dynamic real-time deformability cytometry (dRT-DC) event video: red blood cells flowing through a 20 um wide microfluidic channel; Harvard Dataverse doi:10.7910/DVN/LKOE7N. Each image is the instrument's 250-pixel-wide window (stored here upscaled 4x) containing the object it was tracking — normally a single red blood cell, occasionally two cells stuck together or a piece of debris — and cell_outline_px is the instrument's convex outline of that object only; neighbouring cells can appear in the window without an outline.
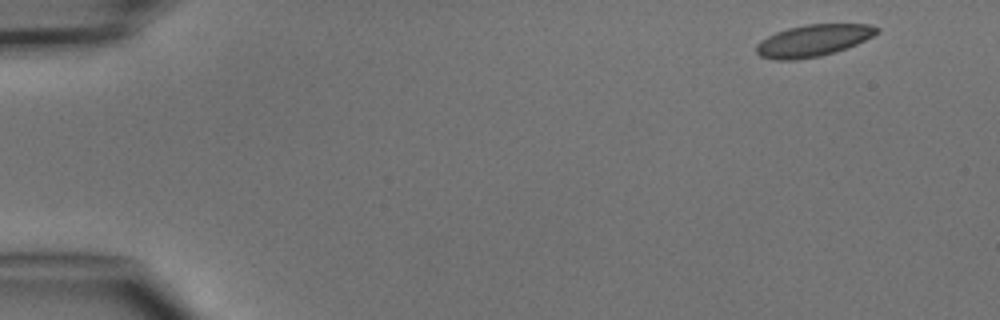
{"species": "common noctule bat (a hibernating species)", "species_latin": "Nyctalus noctula", "temperature_condition": "cold", "stored_images_in_passage": 4, "camera_frame_rate_fps": 3000, "um_per_image_px": 0.085, "animal": {"sex": "male", "body_mass_g": 15.6}, "frame": {"image": 1, "passage_image": 1, "time_ms": 0.0, "image_size_px": [1000, 320], "cell_outline_px": [[880, 32], [856, 44], [820, 56], [796, 60], [776, 60], [760, 56], [756, 52], [756, 44], [760, 40], [776, 32], [788, 28], [804, 24], [868, 24], [880, 28]], "centroid_in_image_um": [69.09, 3.44], "position_along_channel_um": 15.9, "area_um2": 22.25}}